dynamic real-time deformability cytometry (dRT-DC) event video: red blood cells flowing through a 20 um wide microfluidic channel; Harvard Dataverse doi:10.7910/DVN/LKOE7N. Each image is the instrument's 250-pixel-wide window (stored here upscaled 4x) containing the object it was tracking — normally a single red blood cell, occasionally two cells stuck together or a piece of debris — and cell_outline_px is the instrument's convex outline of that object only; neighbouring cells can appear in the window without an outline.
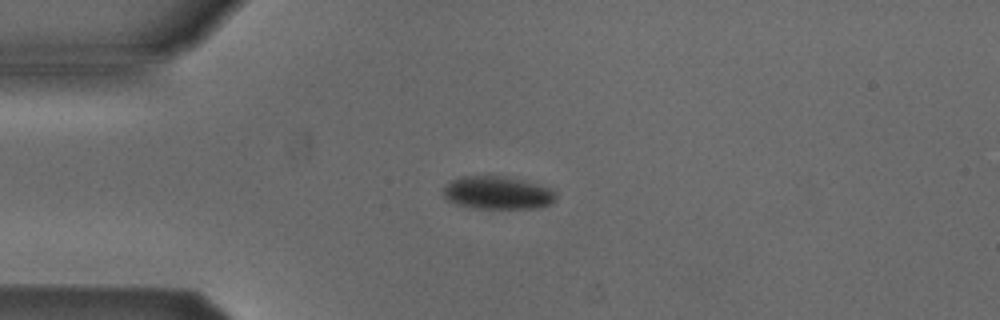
{"species": "Egyptian fruit bat (a non-hibernating species)", "species_latin": "Rousettus aegyptiacus", "temperature_condition": "cold", "stored_images_in_passage": 33, "camera_frame_rate_fps": 3000, "um_per_image_px": 0.085, "animal": {"sex": "male"}, "frame": {"image": 1, "passage_image": 1, "time_ms": 0.0, "image_size_px": [1000, 320], "cell_outline_px": [[556, 200], [548, 204], [532, 208], [480, 208], [456, 204], [444, 200], [444, 188], [452, 180], [460, 176], [488, 172], [508, 176], [524, 180], [548, 188], [556, 192]], "centroid_in_image_um": [42.23, 16.33], "position_along_channel_um": 42.8, "area_um2": 22.14}}
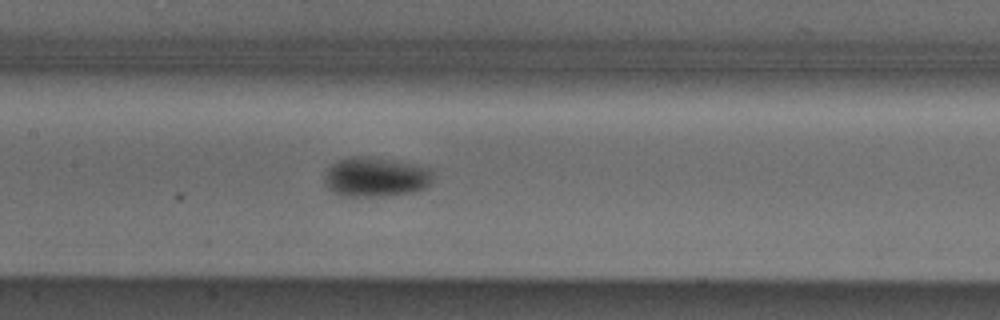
{"frame": {"image": 2, "passage_image": 13, "time_ms": 4.0, "image_size_px": [1000, 320], "cell_outline_px": [[432, 180], [424, 188], [412, 192], [384, 196], [340, 196], [332, 192], [324, 184], [324, 176], [328, 168], [336, 160], [352, 156], [364, 156], [412, 164], [432, 168]], "centroid_in_image_um": [31.88, 15.05], "position_along_channel_um": 175.5, "area_um2": 25.03}}
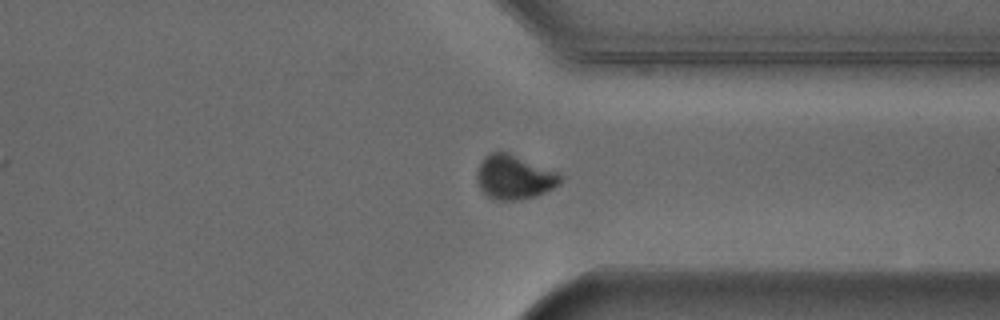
{"frame": {"image": 3, "passage_image": 28, "time_ms": 9.0, "image_size_px": [1000, 320], "cell_outline_px": [[560, 184], [536, 196], [516, 200], [500, 200], [488, 196], [480, 188], [476, 176], [476, 172], [484, 156], [492, 152], [508, 152], [556, 172], [560, 176]], "centroid_in_image_um": [43.67, 15.06], "position_along_channel_um": 367.7, "area_um2": 21.04}, "authors_computed_cell_mechanics": {"area_um2": 23.3512, "velocity_mm_per_s": 3.8619, "shape_relaxation_time_tau1_ms": 1.5992, "shape_relaxation_time_tau2_ms": null, "deformation_change_tau1": 0.0723, "deformation_change_tau2": null}}